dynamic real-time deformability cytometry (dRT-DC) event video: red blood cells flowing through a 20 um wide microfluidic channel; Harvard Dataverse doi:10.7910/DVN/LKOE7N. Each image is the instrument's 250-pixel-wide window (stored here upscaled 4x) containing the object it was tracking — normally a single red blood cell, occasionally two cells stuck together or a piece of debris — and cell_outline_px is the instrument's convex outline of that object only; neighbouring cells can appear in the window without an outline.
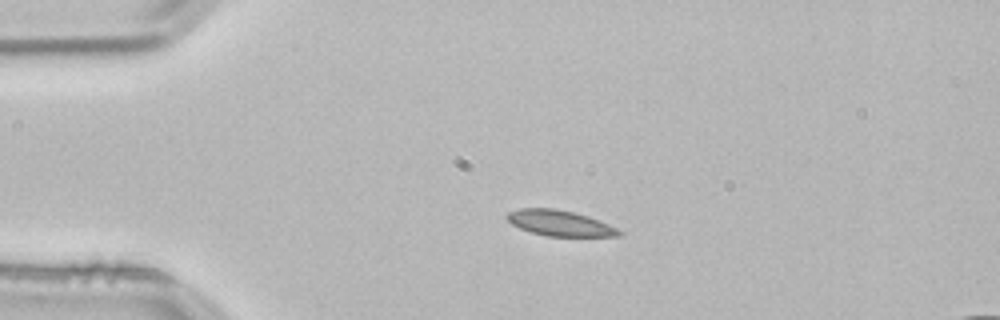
{"species": "common noctule bat (a hibernating species)", "species_latin": "Nyctalus noctula", "temperature_condition": "room temperature", "stored_images_in_passage": 4, "camera_frame_rate_fps": 3000, "um_per_image_px": 0.085, "animal": {"sex": "male", "body_mass_g": 21.5, "forearm_length_mm": 52.0}, "frame": {"image": 1, "passage_image": 3, "time_ms": 0.667, "image_size_px": [1000, 320], "cell_outline_px": [[624, 232], [620, 236], [548, 236], [532, 232], [520, 228], [512, 224], [504, 216], [508, 212], [520, 208], [556, 208], [588, 216], [608, 224]], "centroid_in_image_um": [47.57, 18.96], "position_along_channel_um": 37.4, "area_um2": 16.65}}